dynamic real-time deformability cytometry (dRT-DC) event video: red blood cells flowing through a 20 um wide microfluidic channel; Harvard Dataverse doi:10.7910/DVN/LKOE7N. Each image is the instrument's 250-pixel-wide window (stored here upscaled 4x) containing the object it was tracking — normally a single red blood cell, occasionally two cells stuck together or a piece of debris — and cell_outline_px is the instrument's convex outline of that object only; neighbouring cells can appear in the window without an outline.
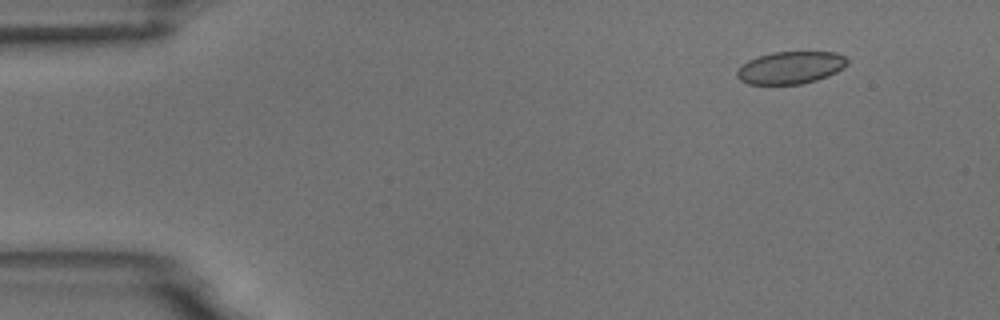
{"species": "common noctule bat (a hibernating species)", "species_latin": "Nyctalus noctula", "temperature_condition": "room temperature", "stored_images_in_passage": 4, "camera_frame_rate_fps": 3000, "um_per_image_px": 0.085, "animal": {"sex": "male", "body_mass_g": 18.8}, "frame": {"image": 1, "passage_image": 1, "time_ms": 0.0, "image_size_px": [1000, 320], "cell_outline_px": [[848, 64], [844, 68], [828, 76], [816, 80], [800, 84], [748, 84], [740, 80], [736, 76], [736, 72], [748, 60], [772, 52], [836, 52], [844, 56], [848, 60]], "centroid_in_image_um": [67.22, 5.75], "position_along_channel_um": 17.8, "area_um2": 20.75}}
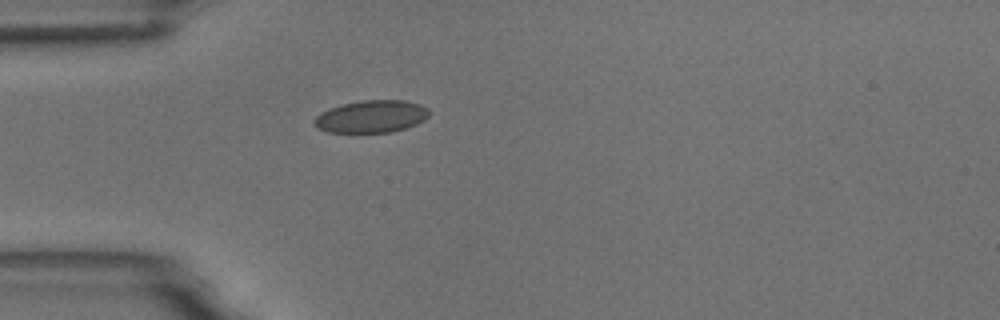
{"frame": {"image": 2, "passage_image": 4, "time_ms": 3.333, "image_size_px": [1000, 320], "cell_outline_px": [[428, 116], [424, 120], [416, 124], [392, 132], [328, 132], [316, 128], [312, 124], [312, 120], [320, 112], [344, 104], [360, 100], [404, 100], [420, 104], [428, 108]], "centroid_in_image_um": [31.53, 9.9], "position_along_channel_um": 53.5, "area_um2": 21.68}}